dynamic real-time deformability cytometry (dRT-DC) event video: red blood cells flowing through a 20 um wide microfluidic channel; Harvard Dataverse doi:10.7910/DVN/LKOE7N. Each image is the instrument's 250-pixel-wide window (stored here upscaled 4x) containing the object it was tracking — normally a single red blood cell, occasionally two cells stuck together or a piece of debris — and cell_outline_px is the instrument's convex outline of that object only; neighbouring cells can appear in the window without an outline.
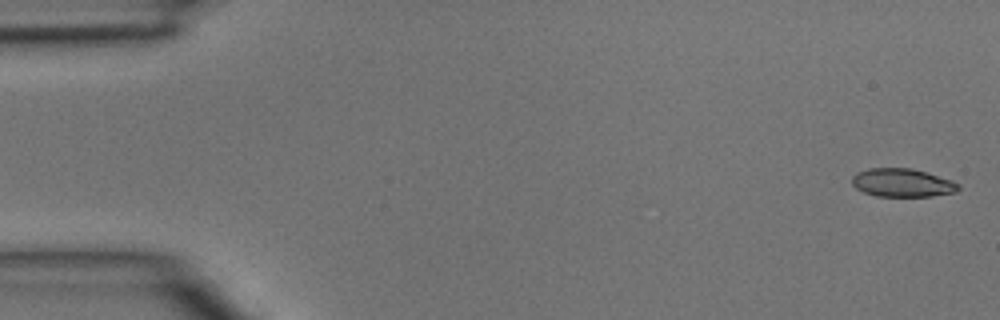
{"species": "common noctule bat (a hibernating species)", "species_latin": "Nyctalus noctula", "temperature_condition": "room temperature", "stored_images_in_passage": 10, "camera_frame_rate_fps": 3000, "um_per_image_px": 0.085, "animal": {"sex": "male", "body_mass_g": 15.6}, "frame": {"image": 1, "passage_image": 1, "time_ms": 0.0, "image_size_px": [1000, 320], "cell_outline_px": [[960, 188], [956, 192], [932, 196], [876, 196], [864, 192], [856, 188], [852, 184], [852, 176], [856, 172], [868, 168], [912, 168], [952, 180], [960, 184]], "centroid_in_image_um": [76.69, 15.53], "position_along_channel_um": 8.3, "area_um2": 17.63}}